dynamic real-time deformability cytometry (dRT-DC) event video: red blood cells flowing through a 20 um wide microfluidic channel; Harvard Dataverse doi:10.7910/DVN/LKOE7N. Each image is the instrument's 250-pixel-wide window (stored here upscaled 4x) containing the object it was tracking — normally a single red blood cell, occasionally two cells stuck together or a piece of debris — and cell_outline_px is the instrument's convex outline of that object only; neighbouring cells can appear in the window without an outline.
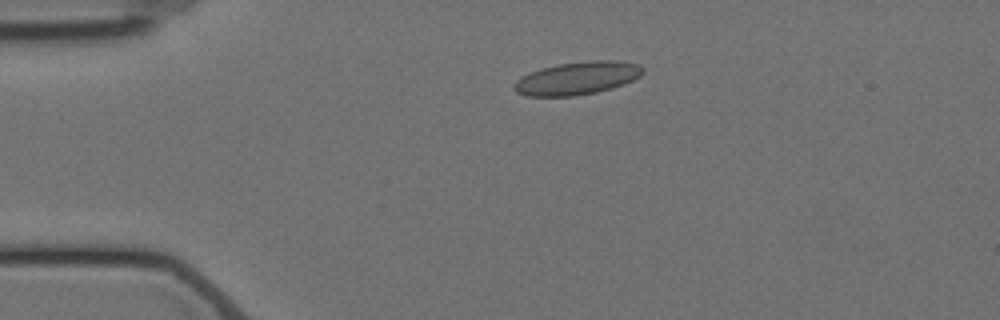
{"species": "Egyptian fruit bat (a non-hibernating species)", "species_latin": "Rousettus aegyptiacus", "temperature_condition": "cold", "stored_images_in_passage": 3, "camera_frame_rate_fps": 3000, "um_per_image_px": 0.085, "animal": {"sex": "female"}, "frame": {"image": 1, "passage_image": 1, "time_ms": 0.0, "image_size_px": [1000, 320], "cell_outline_px": [[644, 72], [640, 76], [624, 84], [612, 88], [596, 92], [576, 96], [528, 96], [516, 92], [516, 80], [540, 68], [560, 64], [596, 60], [616, 60], [640, 64], [644, 68]], "centroid_in_image_um": [49.14, 6.64], "position_along_channel_um": 35.9, "area_um2": 24.45}}